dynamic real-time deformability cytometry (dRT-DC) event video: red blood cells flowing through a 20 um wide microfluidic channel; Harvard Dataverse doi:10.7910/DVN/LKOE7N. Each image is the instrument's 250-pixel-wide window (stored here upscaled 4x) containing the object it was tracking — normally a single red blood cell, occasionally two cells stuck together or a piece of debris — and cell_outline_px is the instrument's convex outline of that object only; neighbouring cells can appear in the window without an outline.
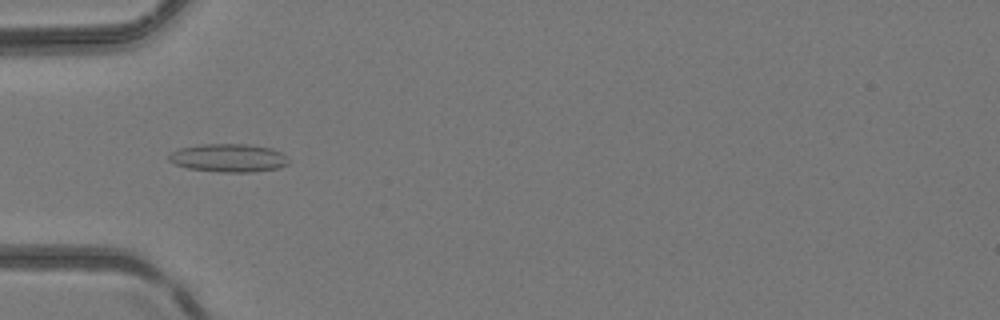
{"species": "common noctule bat (a hibernating species)", "species_latin": "Nyctalus noctula", "temperature_condition": "room temperature", "stored_images_in_passage": 49, "camera_frame_rate_fps": 3000, "um_per_image_px": 0.085, "animal": {"sex": "female", "body_mass_g": 24.6, "forearm_length_mm": 56.2}, "frame": {"image": 1, "passage_image": 17, "time_ms": 5.333, "image_size_px": [1000, 320], "cell_outline_px": [[288, 164], [280, 168], [248, 172], [220, 172], [188, 168], [176, 164], [168, 160], [168, 156], [172, 152], [180, 148], [200, 144], [248, 144], [272, 148], [288, 156]], "centroid_in_image_um": [19.45, 13.42], "position_along_channel_um": 65.5, "area_um2": 19.71}}
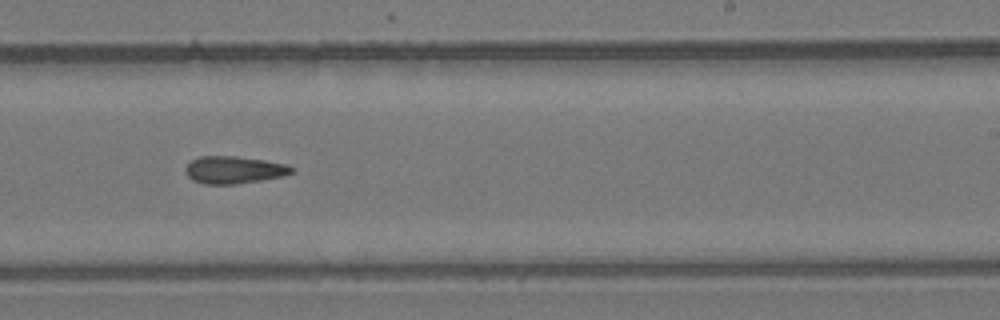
{"frame": {"image": 2, "passage_image": 31, "time_ms": 10.0, "image_size_px": [1000, 320], "cell_outline_px": [[296, 168], [292, 172], [284, 176], [236, 184], [204, 184], [192, 180], [188, 176], [184, 168], [192, 160], [200, 156], [236, 156], [264, 160], [288, 164]], "centroid_in_image_um": [19.91, 14.44], "position_along_channel_um": 269.1, "area_um2": 16.99}}
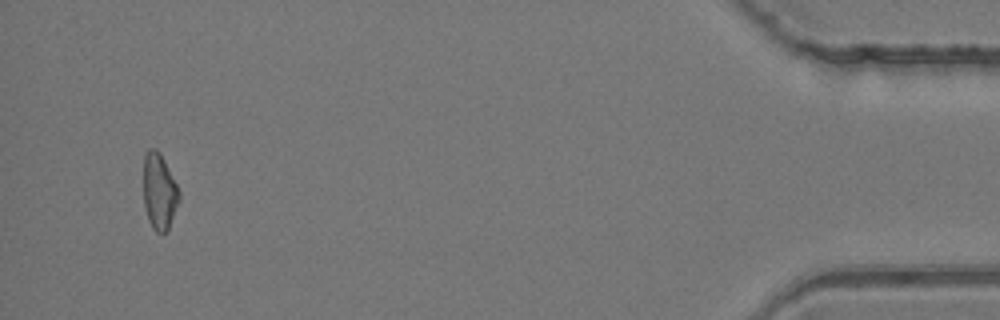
{"frame": {"image": 3, "passage_image": 47, "time_ms": 15.333, "image_size_px": [1000, 320], "cell_outline_px": [[180, 200], [168, 232], [156, 232], [152, 228], [148, 220], [144, 204], [144, 152], [148, 148], [156, 148], [160, 152], [180, 192]], "centroid_in_image_um": [13.54, 16.29], "position_along_channel_um": 421.7, "area_um2": 16.01}}